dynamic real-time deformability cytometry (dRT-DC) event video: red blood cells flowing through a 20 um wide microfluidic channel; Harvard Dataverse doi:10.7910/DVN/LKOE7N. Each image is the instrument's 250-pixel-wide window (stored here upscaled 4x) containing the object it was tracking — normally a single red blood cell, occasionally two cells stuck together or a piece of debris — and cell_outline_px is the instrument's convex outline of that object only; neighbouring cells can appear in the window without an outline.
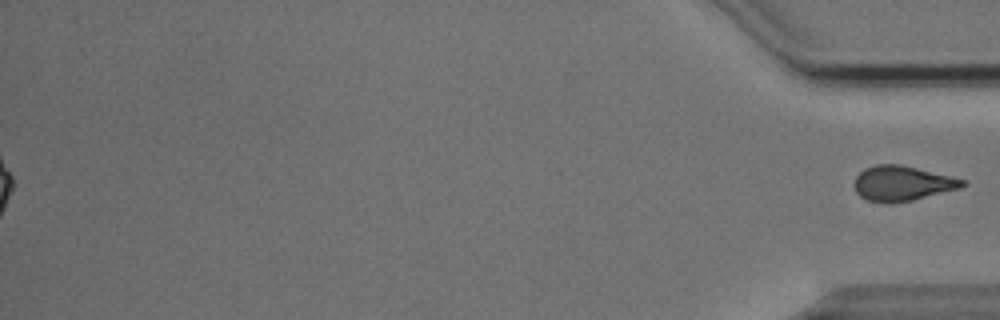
{"species": "Egyptian fruit bat (a non-hibernating species)", "species_latin": "Rousettus aegyptiacus", "temperature_condition": "cold", "stored_images_in_passage": 42, "segment_of_instrument_passage": [2, 2], "camera_frame_rate_fps": 3000, "um_per_image_px": 0.085, "animal": {"sex": "male"}, "frame": {"image": 1, "passage_image": 42, "time_ms": 13.667, "image_size_px": [1000, 320], "cell_outline_px": [[968, 184], [960, 188], [912, 200], [892, 204], [868, 200], [860, 196], [856, 192], [852, 184], [856, 176], [864, 168], [876, 164], [900, 164], [968, 180]], "centroid_in_image_um": [76.68, 15.58], "position_along_channel_um": 358.5, "area_um2": 22.25}}